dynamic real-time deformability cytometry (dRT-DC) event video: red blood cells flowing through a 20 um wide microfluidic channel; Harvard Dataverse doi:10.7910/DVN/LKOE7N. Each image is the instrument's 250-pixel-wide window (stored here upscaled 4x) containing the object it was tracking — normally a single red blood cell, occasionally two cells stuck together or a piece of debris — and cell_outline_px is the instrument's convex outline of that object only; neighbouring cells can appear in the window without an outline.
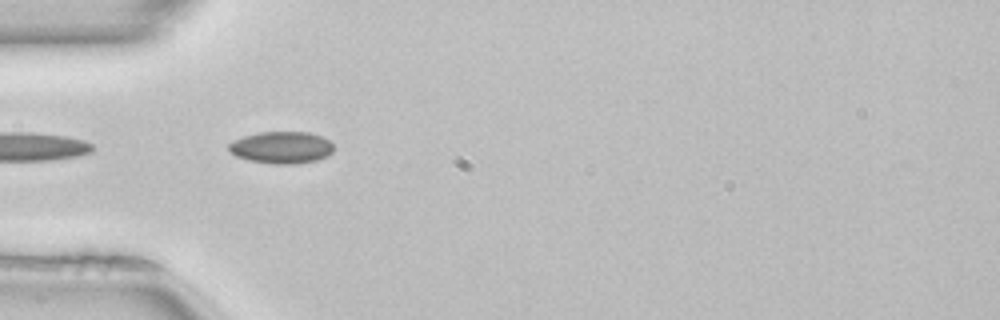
{"species": "common noctule bat (a hibernating species)", "species_latin": "Nyctalus noctula", "temperature_condition": "room temperature", "stored_images_in_passage": 5, "camera_frame_rate_fps": 3000, "um_per_image_px": 0.085, "animal": {"sex": "female", "body_mass_g": 22.7, "forearm_length_mm": 54.2}, "frame": {"image": 1, "passage_image": 2, "time_ms": 0.333, "image_size_px": [1000, 320], "cell_outline_px": [[332, 152], [328, 156], [316, 160], [296, 164], [272, 164], [248, 160], [236, 156], [228, 148], [228, 144], [232, 140], [244, 136], [260, 132], [308, 132], [320, 136], [328, 140], [332, 144]], "centroid_in_image_um": [23.91, 12.54], "position_along_channel_um": 61.1, "area_um2": 19.54}}